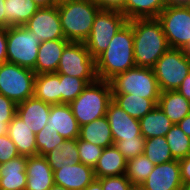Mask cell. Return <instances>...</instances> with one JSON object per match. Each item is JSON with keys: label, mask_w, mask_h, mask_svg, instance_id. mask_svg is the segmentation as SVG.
<instances>
[{"label": "cell", "mask_w": 190, "mask_h": 190, "mask_svg": "<svg viewBox=\"0 0 190 190\" xmlns=\"http://www.w3.org/2000/svg\"><path fill=\"white\" fill-rule=\"evenodd\" d=\"M133 43L131 20L117 31L108 48L95 59L96 75L99 80L109 81L118 73L136 67Z\"/></svg>", "instance_id": "6da1fadb"}, {"label": "cell", "mask_w": 190, "mask_h": 190, "mask_svg": "<svg viewBox=\"0 0 190 190\" xmlns=\"http://www.w3.org/2000/svg\"><path fill=\"white\" fill-rule=\"evenodd\" d=\"M133 53L136 67L153 68L158 59L170 48L157 18L134 19Z\"/></svg>", "instance_id": "7a4b0ae2"}, {"label": "cell", "mask_w": 190, "mask_h": 190, "mask_svg": "<svg viewBox=\"0 0 190 190\" xmlns=\"http://www.w3.org/2000/svg\"><path fill=\"white\" fill-rule=\"evenodd\" d=\"M65 39L84 42L90 35L99 4L87 0H72L57 5Z\"/></svg>", "instance_id": "3957f363"}, {"label": "cell", "mask_w": 190, "mask_h": 190, "mask_svg": "<svg viewBox=\"0 0 190 190\" xmlns=\"http://www.w3.org/2000/svg\"><path fill=\"white\" fill-rule=\"evenodd\" d=\"M112 101L109 81L97 79L88 84L82 93L69 103L79 126L106 116L107 107Z\"/></svg>", "instance_id": "277c9868"}, {"label": "cell", "mask_w": 190, "mask_h": 190, "mask_svg": "<svg viewBox=\"0 0 190 190\" xmlns=\"http://www.w3.org/2000/svg\"><path fill=\"white\" fill-rule=\"evenodd\" d=\"M109 82L112 94H133L158 104L160 89L153 68L134 67L118 73Z\"/></svg>", "instance_id": "5b68a950"}, {"label": "cell", "mask_w": 190, "mask_h": 190, "mask_svg": "<svg viewBox=\"0 0 190 190\" xmlns=\"http://www.w3.org/2000/svg\"><path fill=\"white\" fill-rule=\"evenodd\" d=\"M126 22V17L119 9L102 8L97 13L90 35L84 41L94 59L108 48L112 38Z\"/></svg>", "instance_id": "8992f818"}, {"label": "cell", "mask_w": 190, "mask_h": 190, "mask_svg": "<svg viewBox=\"0 0 190 190\" xmlns=\"http://www.w3.org/2000/svg\"><path fill=\"white\" fill-rule=\"evenodd\" d=\"M160 92L176 90L190 73V57L184 49L169 48L153 67Z\"/></svg>", "instance_id": "52a82bcc"}, {"label": "cell", "mask_w": 190, "mask_h": 190, "mask_svg": "<svg viewBox=\"0 0 190 190\" xmlns=\"http://www.w3.org/2000/svg\"><path fill=\"white\" fill-rule=\"evenodd\" d=\"M36 73L17 64L0 63V94L16 104L25 101L34 94Z\"/></svg>", "instance_id": "ba28073f"}, {"label": "cell", "mask_w": 190, "mask_h": 190, "mask_svg": "<svg viewBox=\"0 0 190 190\" xmlns=\"http://www.w3.org/2000/svg\"><path fill=\"white\" fill-rule=\"evenodd\" d=\"M40 44L38 36L36 37L25 26L8 27L7 62L32 69L35 72Z\"/></svg>", "instance_id": "9c48e42d"}, {"label": "cell", "mask_w": 190, "mask_h": 190, "mask_svg": "<svg viewBox=\"0 0 190 190\" xmlns=\"http://www.w3.org/2000/svg\"><path fill=\"white\" fill-rule=\"evenodd\" d=\"M56 73L84 79L88 84L98 79L95 59L84 42L70 41L65 46Z\"/></svg>", "instance_id": "30bf717a"}, {"label": "cell", "mask_w": 190, "mask_h": 190, "mask_svg": "<svg viewBox=\"0 0 190 190\" xmlns=\"http://www.w3.org/2000/svg\"><path fill=\"white\" fill-rule=\"evenodd\" d=\"M157 19L170 48L185 49L190 43V6L167 5Z\"/></svg>", "instance_id": "8fae6325"}, {"label": "cell", "mask_w": 190, "mask_h": 190, "mask_svg": "<svg viewBox=\"0 0 190 190\" xmlns=\"http://www.w3.org/2000/svg\"><path fill=\"white\" fill-rule=\"evenodd\" d=\"M24 26L38 36L40 43L65 39L57 6L39 8Z\"/></svg>", "instance_id": "7c38bea8"}, {"label": "cell", "mask_w": 190, "mask_h": 190, "mask_svg": "<svg viewBox=\"0 0 190 190\" xmlns=\"http://www.w3.org/2000/svg\"><path fill=\"white\" fill-rule=\"evenodd\" d=\"M139 186L143 190H180L182 181L179 160L156 164Z\"/></svg>", "instance_id": "4fadbf2b"}, {"label": "cell", "mask_w": 190, "mask_h": 190, "mask_svg": "<svg viewBox=\"0 0 190 190\" xmlns=\"http://www.w3.org/2000/svg\"><path fill=\"white\" fill-rule=\"evenodd\" d=\"M108 119L114 142L135 139L142 135L139 120L131 117L125 110L111 101L107 107Z\"/></svg>", "instance_id": "5bb4252c"}, {"label": "cell", "mask_w": 190, "mask_h": 190, "mask_svg": "<svg viewBox=\"0 0 190 190\" xmlns=\"http://www.w3.org/2000/svg\"><path fill=\"white\" fill-rule=\"evenodd\" d=\"M54 184L68 190H84L96 177L94 168L77 162L74 165L63 164L60 169L53 171Z\"/></svg>", "instance_id": "9a60e30c"}, {"label": "cell", "mask_w": 190, "mask_h": 190, "mask_svg": "<svg viewBox=\"0 0 190 190\" xmlns=\"http://www.w3.org/2000/svg\"><path fill=\"white\" fill-rule=\"evenodd\" d=\"M51 104L35 98L34 96L17 104L16 114L37 134L47 124Z\"/></svg>", "instance_id": "2e32d148"}, {"label": "cell", "mask_w": 190, "mask_h": 190, "mask_svg": "<svg viewBox=\"0 0 190 190\" xmlns=\"http://www.w3.org/2000/svg\"><path fill=\"white\" fill-rule=\"evenodd\" d=\"M26 176L25 190H49L54 185L53 171L41 155L27 157Z\"/></svg>", "instance_id": "e0dca14e"}, {"label": "cell", "mask_w": 190, "mask_h": 190, "mask_svg": "<svg viewBox=\"0 0 190 190\" xmlns=\"http://www.w3.org/2000/svg\"><path fill=\"white\" fill-rule=\"evenodd\" d=\"M47 124L66 140L79 138L80 126L69 104L51 105Z\"/></svg>", "instance_id": "ac0fdd59"}, {"label": "cell", "mask_w": 190, "mask_h": 190, "mask_svg": "<svg viewBox=\"0 0 190 190\" xmlns=\"http://www.w3.org/2000/svg\"><path fill=\"white\" fill-rule=\"evenodd\" d=\"M26 163L27 157L19 155L0 164V189L25 190L27 178Z\"/></svg>", "instance_id": "d6986e66"}, {"label": "cell", "mask_w": 190, "mask_h": 190, "mask_svg": "<svg viewBox=\"0 0 190 190\" xmlns=\"http://www.w3.org/2000/svg\"><path fill=\"white\" fill-rule=\"evenodd\" d=\"M69 42L66 39L43 41L39 45L35 73H56L62 52Z\"/></svg>", "instance_id": "ffe728a7"}, {"label": "cell", "mask_w": 190, "mask_h": 190, "mask_svg": "<svg viewBox=\"0 0 190 190\" xmlns=\"http://www.w3.org/2000/svg\"><path fill=\"white\" fill-rule=\"evenodd\" d=\"M7 135L14 142L19 155L26 157L38 155L35 134L17 114L9 123Z\"/></svg>", "instance_id": "44dd1931"}, {"label": "cell", "mask_w": 190, "mask_h": 190, "mask_svg": "<svg viewBox=\"0 0 190 190\" xmlns=\"http://www.w3.org/2000/svg\"><path fill=\"white\" fill-rule=\"evenodd\" d=\"M127 160L115 145L103 149L94 167L96 179L126 174Z\"/></svg>", "instance_id": "7402d4cb"}, {"label": "cell", "mask_w": 190, "mask_h": 190, "mask_svg": "<svg viewBox=\"0 0 190 190\" xmlns=\"http://www.w3.org/2000/svg\"><path fill=\"white\" fill-rule=\"evenodd\" d=\"M157 105L173 124H178L190 113V101L177 90L160 92Z\"/></svg>", "instance_id": "603a6c76"}, {"label": "cell", "mask_w": 190, "mask_h": 190, "mask_svg": "<svg viewBox=\"0 0 190 190\" xmlns=\"http://www.w3.org/2000/svg\"><path fill=\"white\" fill-rule=\"evenodd\" d=\"M167 6L166 0H125L119 9L127 21L134 19L157 18Z\"/></svg>", "instance_id": "cb8c5ba5"}, {"label": "cell", "mask_w": 190, "mask_h": 190, "mask_svg": "<svg viewBox=\"0 0 190 190\" xmlns=\"http://www.w3.org/2000/svg\"><path fill=\"white\" fill-rule=\"evenodd\" d=\"M33 96L51 105L61 104L60 74H36Z\"/></svg>", "instance_id": "d4e9b609"}, {"label": "cell", "mask_w": 190, "mask_h": 190, "mask_svg": "<svg viewBox=\"0 0 190 190\" xmlns=\"http://www.w3.org/2000/svg\"><path fill=\"white\" fill-rule=\"evenodd\" d=\"M79 138L102 148L114 145L112 131L106 116L80 126Z\"/></svg>", "instance_id": "484cf974"}, {"label": "cell", "mask_w": 190, "mask_h": 190, "mask_svg": "<svg viewBox=\"0 0 190 190\" xmlns=\"http://www.w3.org/2000/svg\"><path fill=\"white\" fill-rule=\"evenodd\" d=\"M139 122L141 134L145 139L165 136L173 125L158 105L142 117Z\"/></svg>", "instance_id": "4316f807"}, {"label": "cell", "mask_w": 190, "mask_h": 190, "mask_svg": "<svg viewBox=\"0 0 190 190\" xmlns=\"http://www.w3.org/2000/svg\"><path fill=\"white\" fill-rule=\"evenodd\" d=\"M4 3L7 28L24 26L40 8L32 0H5Z\"/></svg>", "instance_id": "83f0119b"}, {"label": "cell", "mask_w": 190, "mask_h": 190, "mask_svg": "<svg viewBox=\"0 0 190 190\" xmlns=\"http://www.w3.org/2000/svg\"><path fill=\"white\" fill-rule=\"evenodd\" d=\"M112 101L137 120L151 112L156 106L151 99L133 94H112Z\"/></svg>", "instance_id": "f1b7e54d"}, {"label": "cell", "mask_w": 190, "mask_h": 190, "mask_svg": "<svg viewBox=\"0 0 190 190\" xmlns=\"http://www.w3.org/2000/svg\"><path fill=\"white\" fill-rule=\"evenodd\" d=\"M52 171L58 170L63 164L74 165L79 160L77 139H65V141L45 156Z\"/></svg>", "instance_id": "f546056e"}, {"label": "cell", "mask_w": 190, "mask_h": 190, "mask_svg": "<svg viewBox=\"0 0 190 190\" xmlns=\"http://www.w3.org/2000/svg\"><path fill=\"white\" fill-rule=\"evenodd\" d=\"M143 154L155 165L175 160L165 136L145 139Z\"/></svg>", "instance_id": "4dcf8cb0"}, {"label": "cell", "mask_w": 190, "mask_h": 190, "mask_svg": "<svg viewBox=\"0 0 190 190\" xmlns=\"http://www.w3.org/2000/svg\"><path fill=\"white\" fill-rule=\"evenodd\" d=\"M165 138L174 159L180 160L190 155V137L181 130L178 124L172 125Z\"/></svg>", "instance_id": "1f68e13d"}, {"label": "cell", "mask_w": 190, "mask_h": 190, "mask_svg": "<svg viewBox=\"0 0 190 190\" xmlns=\"http://www.w3.org/2000/svg\"><path fill=\"white\" fill-rule=\"evenodd\" d=\"M155 164L144 154L127 160L126 177L134 186H139L152 172Z\"/></svg>", "instance_id": "d6a6232c"}, {"label": "cell", "mask_w": 190, "mask_h": 190, "mask_svg": "<svg viewBox=\"0 0 190 190\" xmlns=\"http://www.w3.org/2000/svg\"><path fill=\"white\" fill-rule=\"evenodd\" d=\"M88 83L81 78L60 74L61 104H69L86 88Z\"/></svg>", "instance_id": "836d02e7"}, {"label": "cell", "mask_w": 190, "mask_h": 190, "mask_svg": "<svg viewBox=\"0 0 190 190\" xmlns=\"http://www.w3.org/2000/svg\"><path fill=\"white\" fill-rule=\"evenodd\" d=\"M35 136L38 155L41 156H45L48 152L59 147L65 141V139L48 124L35 134Z\"/></svg>", "instance_id": "e575fe53"}, {"label": "cell", "mask_w": 190, "mask_h": 190, "mask_svg": "<svg viewBox=\"0 0 190 190\" xmlns=\"http://www.w3.org/2000/svg\"><path fill=\"white\" fill-rule=\"evenodd\" d=\"M77 149L80 162L94 168L104 148L77 138Z\"/></svg>", "instance_id": "d590c367"}, {"label": "cell", "mask_w": 190, "mask_h": 190, "mask_svg": "<svg viewBox=\"0 0 190 190\" xmlns=\"http://www.w3.org/2000/svg\"><path fill=\"white\" fill-rule=\"evenodd\" d=\"M115 147L123 154L126 160L142 155L144 152L145 138L143 135L135 139H123L114 142Z\"/></svg>", "instance_id": "8d00e7d4"}, {"label": "cell", "mask_w": 190, "mask_h": 190, "mask_svg": "<svg viewBox=\"0 0 190 190\" xmlns=\"http://www.w3.org/2000/svg\"><path fill=\"white\" fill-rule=\"evenodd\" d=\"M103 190H132L134 185L126 175L102 177L97 179Z\"/></svg>", "instance_id": "74e56055"}, {"label": "cell", "mask_w": 190, "mask_h": 190, "mask_svg": "<svg viewBox=\"0 0 190 190\" xmlns=\"http://www.w3.org/2000/svg\"><path fill=\"white\" fill-rule=\"evenodd\" d=\"M19 156L17 147L8 135L0 136V164Z\"/></svg>", "instance_id": "f35d334b"}, {"label": "cell", "mask_w": 190, "mask_h": 190, "mask_svg": "<svg viewBox=\"0 0 190 190\" xmlns=\"http://www.w3.org/2000/svg\"><path fill=\"white\" fill-rule=\"evenodd\" d=\"M17 104L0 94V121H12L16 115Z\"/></svg>", "instance_id": "ab89813d"}, {"label": "cell", "mask_w": 190, "mask_h": 190, "mask_svg": "<svg viewBox=\"0 0 190 190\" xmlns=\"http://www.w3.org/2000/svg\"><path fill=\"white\" fill-rule=\"evenodd\" d=\"M182 183L190 182V155L179 160Z\"/></svg>", "instance_id": "60d3db41"}, {"label": "cell", "mask_w": 190, "mask_h": 190, "mask_svg": "<svg viewBox=\"0 0 190 190\" xmlns=\"http://www.w3.org/2000/svg\"><path fill=\"white\" fill-rule=\"evenodd\" d=\"M7 28L0 27V63L7 62Z\"/></svg>", "instance_id": "b9f144b4"}, {"label": "cell", "mask_w": 190, "mask_h": 190, "mask_svg": "<svg viewBox=\"0 0 190 190\" xmlns=\"http://www.w3.org/2000/svg\"><path fill=\"white\" fill-rule=\"evenodd\" d=\"M176 90L190 101V73L186 76V78Z\"/></svg>", "instance_id": "7bdbcfd3"}, {"label": "cell", "mask_w": 190, "mask_h": 190, "mask_svg": "<svg viewBox=\"0 0 190 190\" xmlns=\"http://www.w3.org/2000/svg\"><path fill=\"white\" fill-rule=\"evenodd\" d=\"M124 2L125 0H103V8L120 9Z\"/></svg>", "instance_id": "ee69618b"}, {"label": "cell", "mask_w": 190, "mask_h": 190, "mask_svg": "<svg viewBox=\"0 0 190 190\" xmlns=\"http://www.w3.org/2000/svg\"><path fill=\"white\" fill-rule=\"evenodd\" d=\"M178 126L190 137V113L178 123Z\"/></svg>", "instance_id": "f6af8a7d"}, {"label": "cell", "mask_w": 190, "mask_h": 190, "mask_svg": "<svg viewBox=\"0 0 190 190\" xmlns=\"http://www.w3.org/2000/svg\"><path fill=\"white\" fill-rule=\"evenodd\" d=\"M5 0H0V27L7 28V19L5 17Z\"/></svg>", "instance_id": "bcb514c9"}, {"label": "cell", "mask_w": 190, "mask_h": 190, "mask_svg": "<svg viewBox=\"0 0 190 190\" xmlns=\"http://www.w3.org/2000/svg\"><path fill=\"white\" fill-rule=\"evenodd\" d=\"M166 4L170 6H190V0H166Z\"/></svg>", "instance_id": "7dc6e473"}, {"label": "cell", "mask_w": 190, "mask_h": 190, "mask_svg": "<svg viewBox=\"0 0 190 190\" xmlns=\"http://www.w3.org/2000/svg\"><path fill=\"white\" fill-rule=\"evenodd\" d=\"M32 1L36 3L40 8L56 6L55 0H32Z\"/></svg>", "instance_id": "c3c4849f"}, {"label": "cell", "mask_w": 190, "mask_h": 190, "mask_svg": "<svg viewBox=\"0 0 190 190\" xmlns=\"http://www.w3.org/2000/svg\"><path fill=\"white\" fill-rule=\"evenodd\" d=\"M84 190H103L101 183L95 179L92 183L84 188Z\"/></svg>", "instance_id": "681fc988"}, {"label": "cell", "mask_w": 190, "mask_h": 190, "mask_svg": "<svg viewBox=\"0 0 190 190\" xmlns=\"http://www.w3.org/2000/svg\"><path fill=\"white\" fill-rule=\"evenodd\" d=\"M10 122L11 121H0V136L7 135Z\"/></svg>", "instance_id": "f907efd6"}, {"label": "cell", "mask_w": 190, "mask_h": 190, "mask_svg": "<svg viewBox=\"0 0 190 190\" xmlns=\"http://www.w3.org/2000/svg\"><path fill=\"white\" fill-rule=\"evenodd\" d=\"M49 190H68V189L64 188L63 186L54 184Z\"/></svg>", "instance_id": "816d5d0a"}, {"label": "cell", "mask_w": 190, "mask_h": 190, "mask_svg": "<svg viewBox=\"0 0 190 190\" xmlns=\"http://www.w3.org/2000/svg\"><path fill=\"white\" fill-rule=\"evenodd\" d=\"M180 190H190V182L189 183H182Z\"/></svg>", "instance_id": "f5cc1de1"}, {"label": "cell", "mask_w": 190, "mask_h": 190, "mask_svg": "<svg viewBox=\"0 0 190 190\" xmlns=\"http://www.w3.org/2000/svg\"><path fill=\"white\" fill-rule=\"evenodd\" d=\"M87 1L95 2L99 4L101 8H103V0H87Z\"/></svg>", "instance_id": "db71d44e"}, {"label": "cell", "mask_w": 190, "mask_h": 190, "mask_svg": "<svg viewBox=\"0 0 190 190\" xmlns=\"http://www.w3.org/2000/svg\"><path fill=\"white\" fill-rule=\"evenodd\" d=\"M69 1H72V0H55L56 6L60 5V4H63V3H66V2H69Z\"/></svg>", "instance_id": "11a10c76"}, {"label": "cell", "mask_w": 190, "mask_h": 190, "mask_svg": "<svg viewBox=\"0 0 190 190\" xmlns=\"http://www.w3.org/2000/svg\"><path fill=\"white\" fill-rule=\"evenodd\" d=\"M185 53L190 57V43L189 45L184 49Z\"/></svg>", "instance_id": "9f6ffc18"}, {"label": "cell", "mask_w": 190, "mask_h": 190, "mask_svg": "<svg viewBox=\"0 0 190 190\" xmlns=\"http://www.w3.org/2000/svg\"><path fill=\"white\" fill-rule=\"evenodd\" d=\"M134 190H143L140 186H134Z\"/></svg>", "instance_id": "6f0895ef"}]
</instances>
